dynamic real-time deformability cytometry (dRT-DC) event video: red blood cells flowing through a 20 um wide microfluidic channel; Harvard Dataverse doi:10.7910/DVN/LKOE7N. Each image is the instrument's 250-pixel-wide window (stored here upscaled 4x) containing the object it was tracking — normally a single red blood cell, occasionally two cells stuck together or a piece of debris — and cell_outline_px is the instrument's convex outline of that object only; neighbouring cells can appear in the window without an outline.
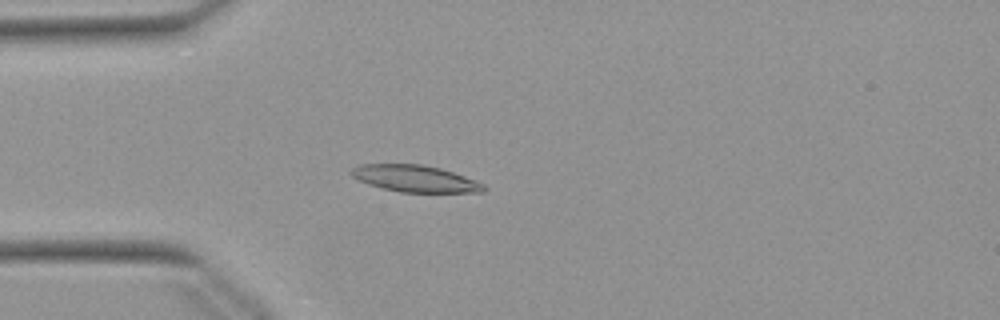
{"species": "Egyptian fruit bat (a non-hibernating species)", "species_latin": "Rousettus aegyptiacus", "temperature_condition": "warm", "stored_images_in_passage": 11, "camera_frame_rate_fps": 3000, "um_per_image_px": 0.085, "animal": {"sex": "female"}, "frame": {"image": 1, "passage_image": 3, "time_ms": 0.667, "image_size_px": [1000, 320], "cell_outline_px": [[488, 188], [484, 192], [400, 192], [380, 188], [356, 180], [348, 172], [352, 168], [360, 164], [424, 164], [440, 168], [476, 180], [484, 184]], "centroid_in_image_um": [35.26, 15.18], "position_along_channel_um": 49.7, "area_um2": 20.87}}
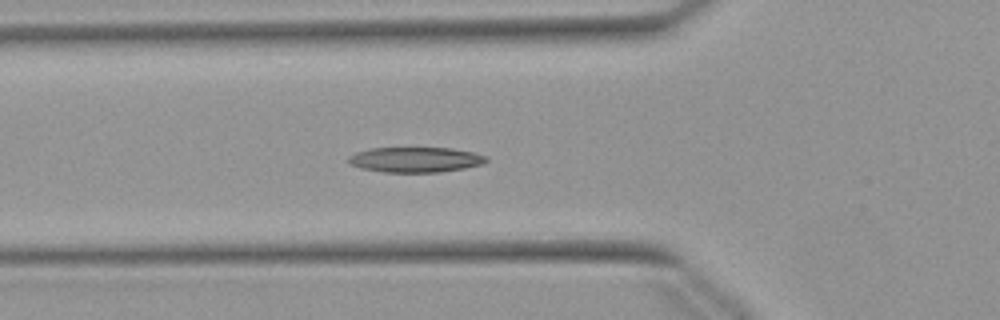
{"frame": {"image": 2, "passage_image": 7, "time_ms": 2.0, "image_size_px": [1000, 320], "cell_outline_px": [[488, 160], [484, 164], [464, 168], [440, 172], [384, 172], [360, 168], [348, 164], [348, 156], [356, 152], [372, 148], [452, 148], [472, 152], [484, 156]], "centroid_in_image_um": [35.28, 13.57], "position_along_channel_um": 90.5, "area_um2": 20.23}}
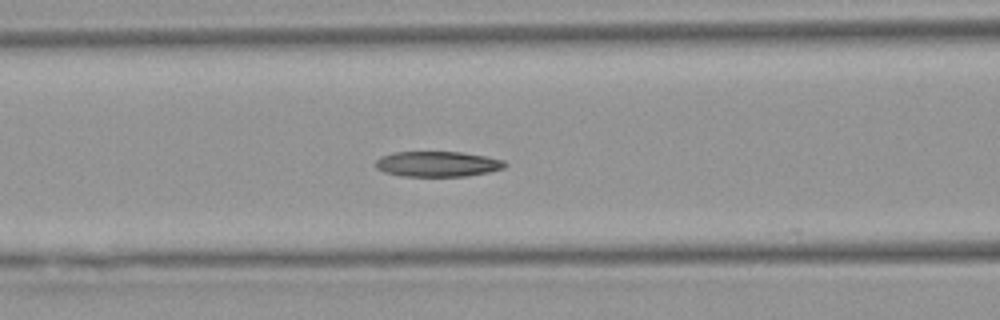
{"frame": {"image": 3, "passage_image": 10, "time_ms": 3.0, "image_size_px": [1000, 320], "cell_outline_px": [[508, 164], [504, 168], [488, 172], [468, 176], [400, 176], [384, 172], [376, 168], [376, 160], [380, 156], [392, 152], [460, 152], [484, 156], [504, 160]], "centroid_in_image_um": [37.17, 13.94], "position_along_channel_um": 129.4, "area_um2": 19.19}}